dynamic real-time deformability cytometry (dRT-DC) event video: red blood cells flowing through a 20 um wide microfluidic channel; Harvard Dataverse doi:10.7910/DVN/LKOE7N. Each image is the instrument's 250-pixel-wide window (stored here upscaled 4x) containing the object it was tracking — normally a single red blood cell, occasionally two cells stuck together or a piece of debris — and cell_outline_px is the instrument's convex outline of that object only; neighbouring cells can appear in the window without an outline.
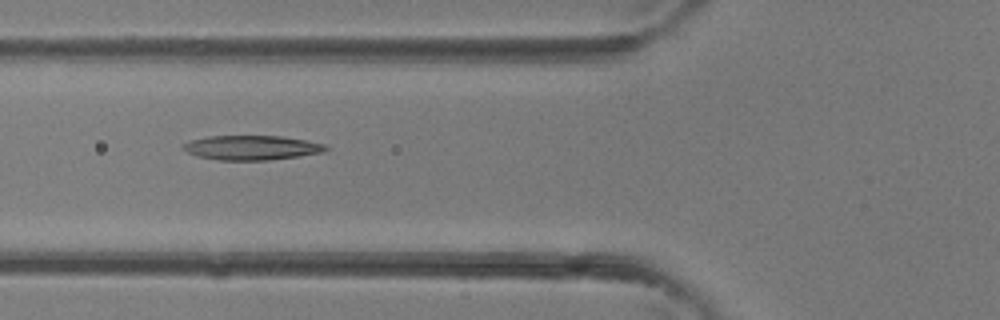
{"species": "common noctule bat (a hibernating species)", "species_latin": "Nyctalus noctula", "temperature_condition": "room temperature", "stored_images_in_passage": 5, "camera_frame_rate_fps": 3000, "um_per_image_px": 0.085, "animal": {"sex": "female"}, "frame": {"image": 1, "passage_image": 4, "time_ms": 1.0, "image_size_px": [1000, 320], "cell_outline_px": [[328, 148], [324, 152], [300, 156], [268, 160], [220, 160], [196, 156], [180, 148], [180, 144], [188, 140], [208, 136], [280, 136], [304, 140], [324, 144]], "centroid_in_image_um": [21.32, 12.55], "position_along_channel_um": 104.5, "area_um2": 20.46}}
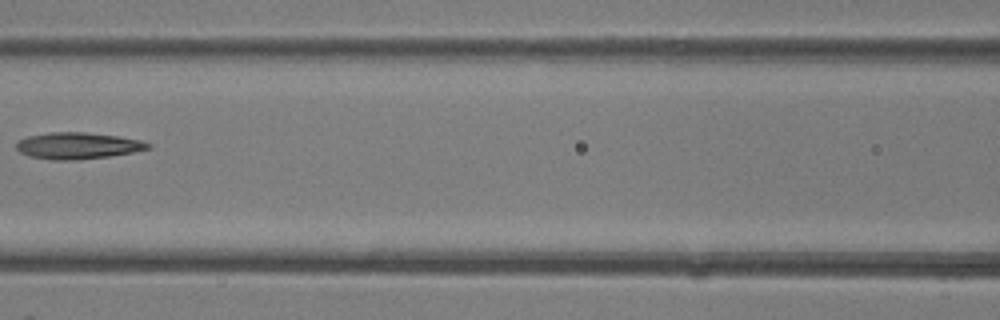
{"frame": {"image": 2, "passage_image": 5, "time_ms": 1.333, "image_size_px": [1000, 320], "cell_outline_px": [[152, 148], [132, 152], [108, 156], [76, 160], [52, 160], [28, 156], [20, 152], [16, 148], [16, 140], [28, 136], [48, 132], [84, 132], [116, 136], [140, 140], [152, 144]], "centroid_in_image_um": [6.57, 12.38], "position_along_channel_um": 160.0, "area_um2": 20.4}}